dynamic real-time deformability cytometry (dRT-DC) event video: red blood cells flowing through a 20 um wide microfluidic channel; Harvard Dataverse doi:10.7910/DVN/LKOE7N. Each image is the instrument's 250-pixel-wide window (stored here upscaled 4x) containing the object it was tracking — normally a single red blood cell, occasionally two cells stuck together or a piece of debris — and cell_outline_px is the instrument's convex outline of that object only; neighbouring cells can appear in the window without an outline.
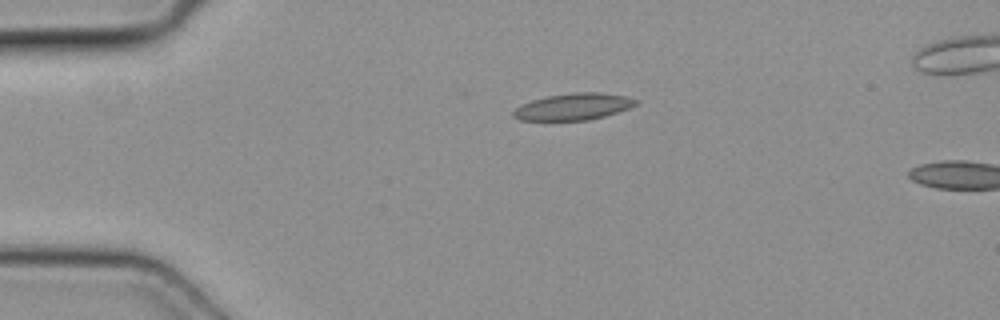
{"species": "common noctule bat (a hibernating species)", "species_latin": "Nyctalus noctula", "temperature_condition": "cold", "stored_images_in_passage": 3, "camera_frame_rate_fps": 3000, "um_per_image_px": 0.085, "animal": {"sex": "female", "body_mass_g": 19.3, "forearm_length_mm": 54.1}, "frame": {"image": 1, "passage_image": 2, "time_ms": 0.333, "image_size_px": [1000, 320], "cell_outline_px": [[640, 100], [636, 104], [628, 108], [604, 116], [588, 120], [520, 120], [512, 116], [512, 112], [520, 104], [532, 100], [548, 96], [572, 92], [600, 92], [628, 96]], "centroid_in_image_um": [48.74, 9.05], "position_along_channel_um": 36.3, "area_um2": 19.07}}